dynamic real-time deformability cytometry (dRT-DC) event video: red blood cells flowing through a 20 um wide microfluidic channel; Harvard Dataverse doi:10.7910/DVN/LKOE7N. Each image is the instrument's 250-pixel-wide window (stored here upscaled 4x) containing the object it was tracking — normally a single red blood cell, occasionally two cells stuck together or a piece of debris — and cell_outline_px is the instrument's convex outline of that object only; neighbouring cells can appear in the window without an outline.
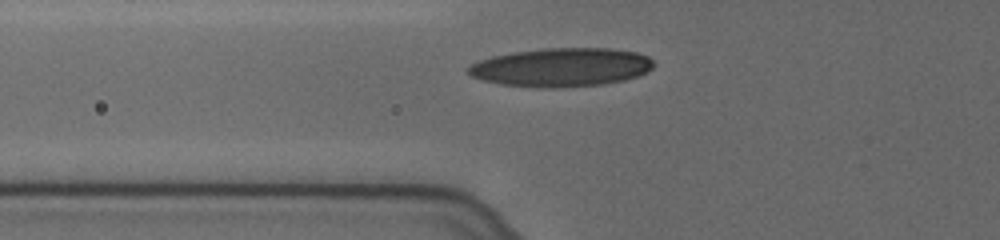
{"species": "human", "species_latin": "Homo sapiens", "temperature_condition": "cold", "stored_images_in_passage": 34, "camera_frame_rate_fps": 3000, "um_per_image_px": 0.085, "donor": {"sex": "female"}, "frame": {"image": 1, "passage_image": 7, "time_ms": 2.0, "image_size_px": [1000, 240], "cell_outline_px": [[656, 64], [652, 68], [636, 76], [624, 80], [604, 84], [552, 88], [500, 84], [484, 80], [472, 76], [468, 72], [468, 68], [472, 64], [480, 60], [492, 56], [512, 52], [544, 48], [612, 48], [636, 52], [648, 56]], "centroid_in_image_um": [47.74, 5.71], "position_along_channel_um": 78.1, "area_um2": 41.56}}
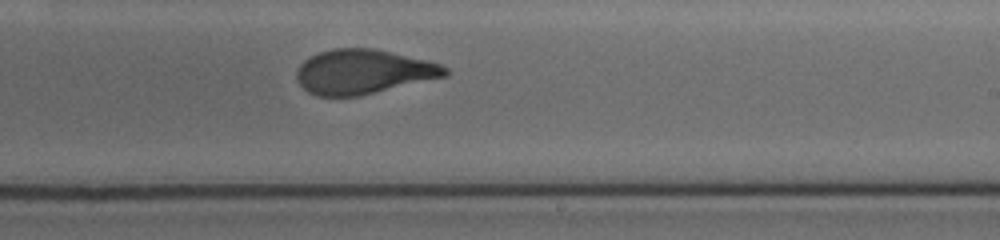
{"frame": {"image": 2, "passage_image": 22, "time_ms": 7.0, "image_size_px": [1000, 240], "cell_outline_px": [[448, 76], [360, 96], [316, 96], [308, 92], [300, 84], [296, 76], [296, 72], [300, 64], [304, 60], [320, 52], [336, 48], [376, 48], [428, 60], [440, 64], [448, 68]], "centroid_in_image_um": [30.91, 6.1], "position_along_channel_um": 258.1, "area_um2": 38.67}}
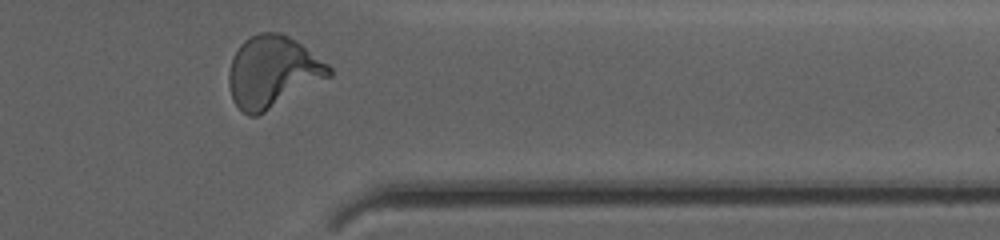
{"frame": {"image": 3, "passage_image": 33, "time_ms": 10.667, "image_size_px": [1000, 240], "cell_outline_px": [[332, 76], [264, 112], [256, 116], [248, 116], [232, 100], [228, 84], [228, 72], [232, 56], [240, 44], [244, 40], [260, 32], [280, 32], [296, 40], [328, 64], [332, 68]], "centroid_in_image_um": [23.15, 6.09], "position_along_channel_um": 388.2, "area_um2": 41.79}, "authors_computed_cell_mechanics": {"area_um2": 39.0728, "velocity_mm_per_s": 3.6269, "shape_relaxation_time_tau1_ms": 5.6419, "shape_relaxation_time_tau2_ms": 1.0096, "deformation_change_tau1": 0.2137, "deformation_change_tau2": 0.0794}}